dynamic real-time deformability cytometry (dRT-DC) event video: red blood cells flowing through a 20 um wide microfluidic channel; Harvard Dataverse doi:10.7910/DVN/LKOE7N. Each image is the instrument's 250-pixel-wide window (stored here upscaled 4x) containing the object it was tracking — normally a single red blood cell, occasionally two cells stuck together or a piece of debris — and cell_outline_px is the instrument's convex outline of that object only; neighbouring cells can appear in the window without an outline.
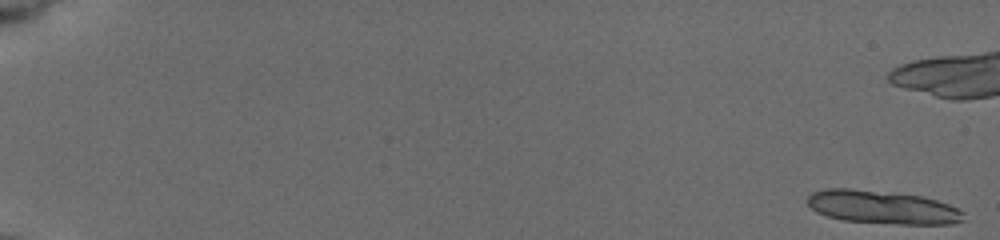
{"species": "common noctule bat (a hibernating species)", "species_latin": "Nyctalus noctula", "temperature_condition": "cold", "stored_images_in_passage": 23, "camera_frame_rate_fps": 3000, "um_per_image_px": 0.085, "animal": {"sex": "female", "body_mass_g": 19.5, "forearm_length_mm": 54.1}, "frame": {"image": 1, "passage_image": 1, "time_ms": 0.0, "image_size_px": [1000, 240], "cell_outline_px": [[964, 220], [952, 224], [900, 224], [844, 220], [828, 216], [816, 212], [808, 204], [808, 196], [812, 192], [824, 188], [848, 188], [924, 196], [948, 204], [964, 212]], "centroid_in_image_um": [75.01, 17.61], "position_along_channel_um": 10.0, "area_um2": 30.17}}